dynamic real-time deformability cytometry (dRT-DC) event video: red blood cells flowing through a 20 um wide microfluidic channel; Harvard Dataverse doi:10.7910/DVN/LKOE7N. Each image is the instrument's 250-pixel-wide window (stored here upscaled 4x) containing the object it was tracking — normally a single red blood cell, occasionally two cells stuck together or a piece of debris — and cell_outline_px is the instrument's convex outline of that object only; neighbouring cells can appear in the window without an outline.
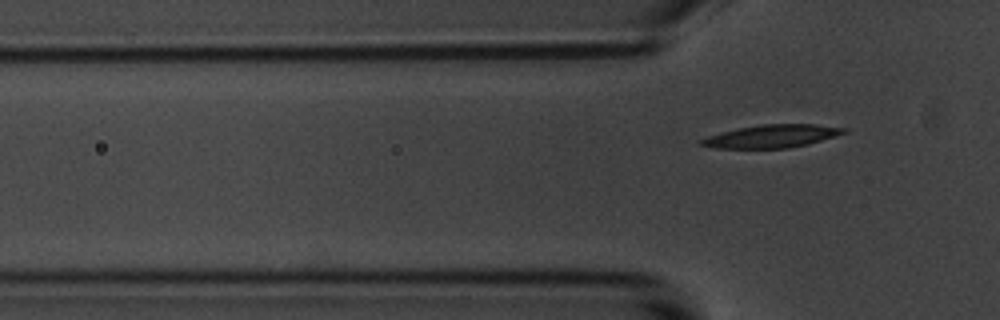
{"species": "common noctule bat (a hibernating species)", "species_latin": "Nyctalus noctula", "temperature_condition": "room temperature", "stored_images_in_passage": 6, "camera_frame_rate_fps": 3000, "um_per_image_px": 0.085, "animal": {"sex": "male", "body_mass_g": 20.1, "forearm_length_mm": 53.5}, "frame": {"image": 1, "passage_image": 6, "time_ms": 6.0, "image_size_px": [1000, 320], "cell_outline_px": [[848, 132], [808, 144], [788, 148], [716, 148], [696, 144], [696, 140], [720, 132], [760, 124], [816, 124], [848, 128]], "centroid_in_image_um": [65.57, 11.57], "position_along_channel_um": 60.2, "area_um2": 19.19}}